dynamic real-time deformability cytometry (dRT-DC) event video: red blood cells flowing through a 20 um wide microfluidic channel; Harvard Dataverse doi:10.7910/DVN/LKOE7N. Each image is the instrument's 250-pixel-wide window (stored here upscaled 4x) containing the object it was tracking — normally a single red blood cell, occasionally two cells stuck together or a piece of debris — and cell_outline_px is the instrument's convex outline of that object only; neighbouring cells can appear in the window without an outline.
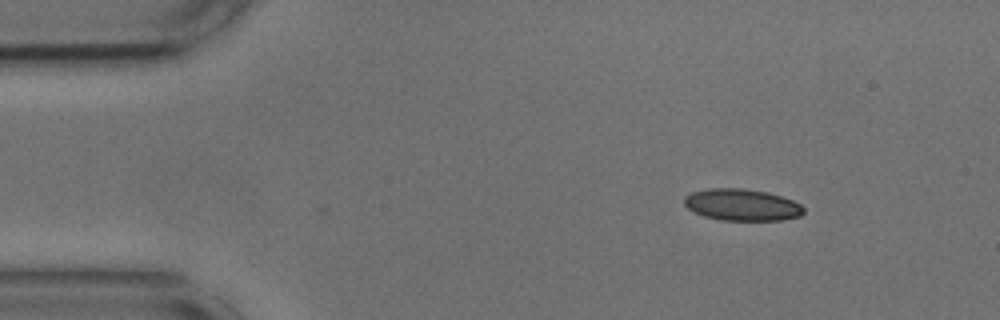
{"species": "common noctule bat (a hibernating species)", "species_latin": "Nyctalus noctula", "temperature_condition": "cold", "stored_images_in_passage": 38, "camera_frame_rate_fps": 3000, "um_per_image_px": 0.085, "animal": {"sex": "male", "body_mass_g": 17.9, "forearm_length_mm": 54.2}, "frame": {"image": 1, "passage_image": 1, "time_ms": 0.0, "image_size_px": [1000, 320], "cell_outline_px": [[804, 212], [800, 216], [780, 220], [720, 220], [704, 216], [688, 208], [684, 204], [684, 196], [692, 192], [708, 188], [744, 188], [768, 192], [792, 200], [800, 204], [804, 208]], "centroid_in_image_um": [63.06, 17.4], "position_along_channel_um": 21.9, "area_um2": 22.08}}
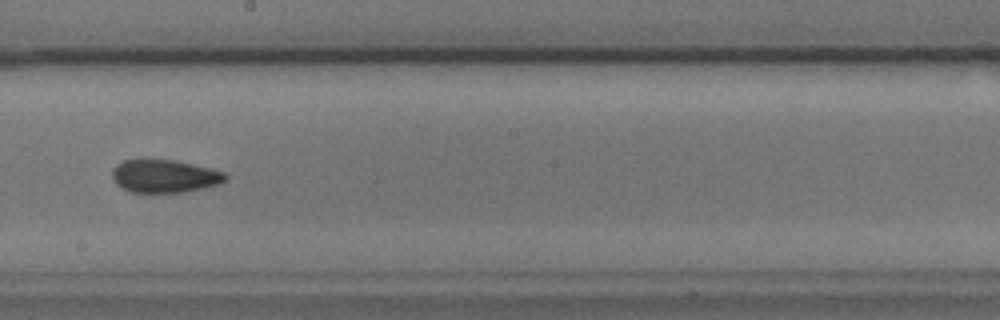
{"frame": {"image": 2, "passage_image": 24, "time_ms": 7.667, "image_size_px": [1000, 320], "cell_outline_px": [[228, 180], [220, 184], [204, 188], [184, 192], [128, 192], [120, 188], [112, 180], [112, 168], [116, 164], [124, 160], [140, 156], [172, 160], [192, 164], [228, 172]], "centroid_in_image_um": [13.95, 14.94], "position_along_channel_um": 234.2, "area_um2": 22.72}}
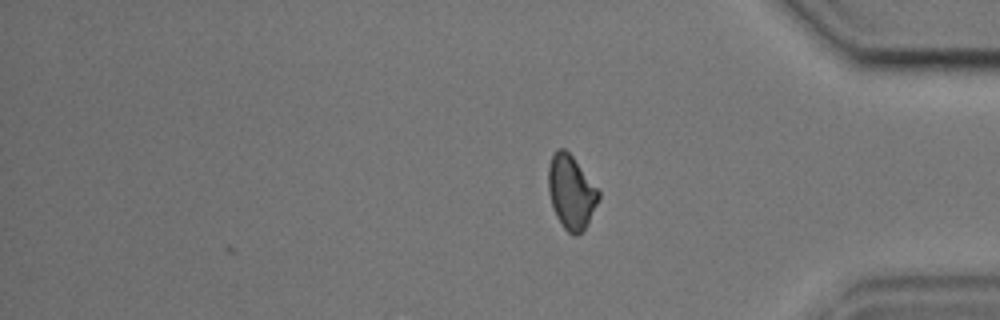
{"frame": {"image": 3, "passage_image": 38, "time_ms": 12.333, "image_size_px": [1000, 320], "cell_outline_px": [[600, 196], [588, 224], [576, 236], [572, 236], [564, 228], [556, 216], [548, 192], [548, 168], [552, 156], [556, 148], [564, 148], [572, 156], [600, 192]], "centroid_in_image_um": [48.53, 16.34], "position_along_channel_um": 386.7, "area_um2": 21.39}, "authors_computed_cell_mechanics": {"area_um2": 21.9351, "velocity_mm_per_s": 3.6597, "shape_relaxation_time_tau1_ms": 5.3281, "shape_relaxation_time_tau2_ms": 3.6506, "deformation_change_tau1": 0.1185, "deformation_change_tau2": 0.0947}}